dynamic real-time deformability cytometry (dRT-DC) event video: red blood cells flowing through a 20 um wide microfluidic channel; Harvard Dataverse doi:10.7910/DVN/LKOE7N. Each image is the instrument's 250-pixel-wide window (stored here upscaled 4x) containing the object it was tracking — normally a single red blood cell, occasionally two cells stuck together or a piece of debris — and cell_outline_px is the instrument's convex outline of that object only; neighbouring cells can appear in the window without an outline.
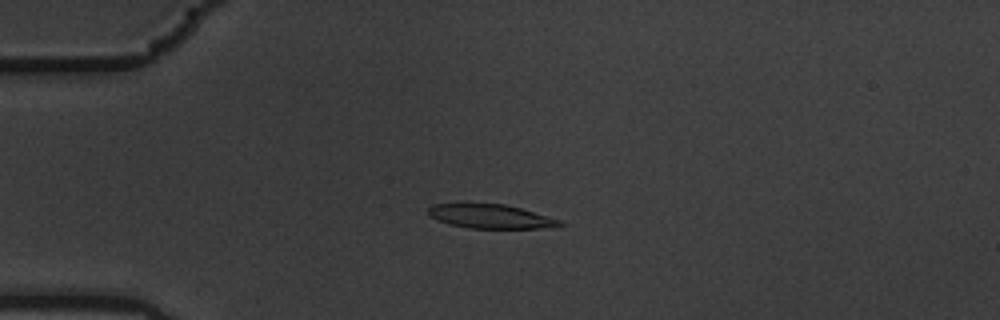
{"species": "common noctule bat (a hibernating species)", "species_latin": "Nyctalus noctula", "temperature_condition": "warm", "stored_images_in_passage": 56, "camera_frame_rate_fps": 3000, "um_per_image_px": 0.085, "animal": {"sex": "male", "body_mass_g": 19.5, "forearm_length_mm": 54.6}, "frame": {"image": 1, "passage_image": 14, "time_ms": 4.333, "image_size_px": [1000, 320], "cell_outline_px": [[564, 224], [552, 228], [468, 228], [448, 224], [428, 216], [428, 208], [432, 204], [504, 204], [520, 208], [560, 220]], "centroid_in_image_um": [41.68, 18.4], "position_along_channel_um": 43.3, "area_um2": 18.26}}
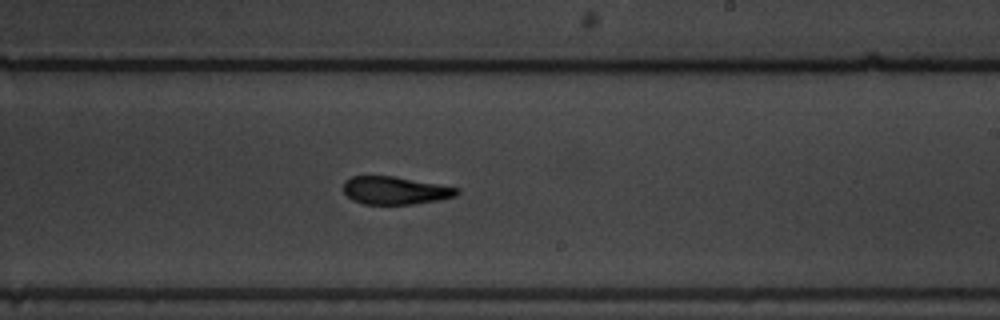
{"frame": {"image": 2, "passage_image": 34, "time_ms": 11.0, "image_size_px": [1000, 320], "cell_outline_px": [[460, 192], [456, 196], [436, 200], [412, 204], [364, 204], [352, 200], [344, 192], [344, 180], [352, 176], [396, 176], [440, 184], [460, 188]], "centroid_in_image_um": [33.6, 16.18], "position_along_channel_um": 255.4, "area_um2": 18.5}}
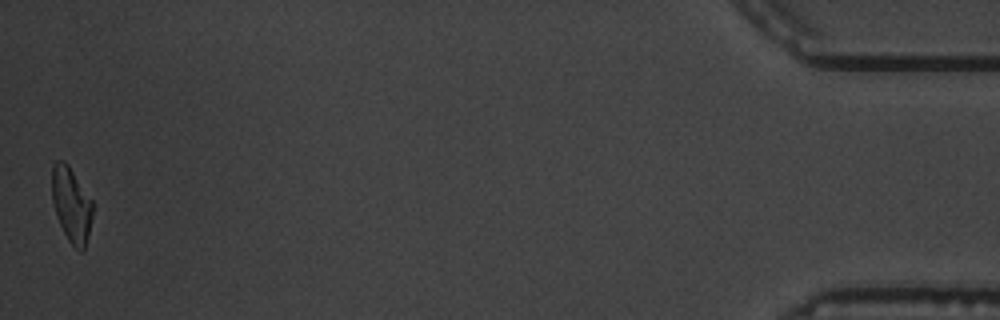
{"frame": {"image": 3, "passage_image": 56, "time_ms": 18.333, "image_size_px": [1000, 320], "cell_outline_px": [[92, 216], [88, 236], [84, 252], [80, 252], [68, 240], [60, 224], [52, 200], [52, 164], [56, 160], [64, 160], [68, 164], [92, 200]], "centroid_in_image_um": [6.07, 17.39], "position_along_channel_um": 429.1, "area_um2": 17.69}, "authors_computed_cell_mechanics": {"area_um2": 18.8428, "velocity_mm_per_s": 3.582, "shape_relaxation_time_tau1_ms": 4.1328, "shape_relaxation_time_tau2_ms": 4.6289, "deformation_change_tau1": 0.2104, "deformation_change_tau2": 0.1492}}